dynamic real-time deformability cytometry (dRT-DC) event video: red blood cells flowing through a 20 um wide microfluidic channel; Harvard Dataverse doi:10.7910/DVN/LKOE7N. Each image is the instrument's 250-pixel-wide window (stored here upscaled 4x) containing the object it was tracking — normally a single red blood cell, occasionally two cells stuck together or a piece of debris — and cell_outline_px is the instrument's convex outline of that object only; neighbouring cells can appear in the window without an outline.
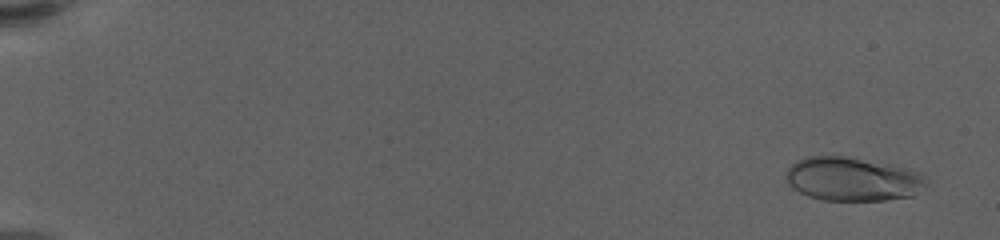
{"species": "human", "species_latin": "Homo sapiens", "temperature_condition": "warm", "stored_images_in_passage": 62, "camera_frame_rate_fps": 3000, "um_per_image_px": 0.085, "donor": {"sex": "female"}, "frame": {"image": 1, "passage_image": 3, "time_ms": 0.667, "image_size_px": [1000, 240], "cell_outline_px": [[928, 184], [912, 196], [884, 200], [824, 200], [808, 196], [792, 188], [788, 180], [788, 168], [796, 160], [808, 156], [844, 156], [888, 164], [908, 168], [920, 172], [924, 176]], "centroid_in_image_um": [72.5, 15.22], "position_along_channel_um": 12.5, "area_um2": 35.55}}
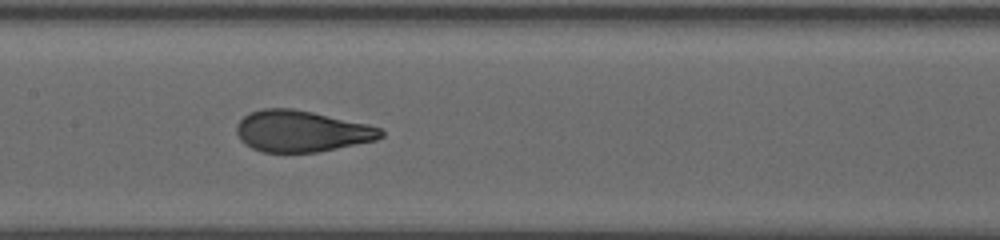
{"frame": {"image": 2, "passage_image": 33, "time_ms": 10.667, "image_size_px": [1000, 240], "cell_outline_px": [[384, 136], [376, 140], [316, 152], [260, 152], [244, 144], [240, 140], [236, 132], [236, 128], [240, 120], [244, 116], [252, 112], [264, 108], [292, 108], [312, 112], [368, 124], [380, 128], [384, 132]], "centroid_in_image_um": [25.61, 11.15], "position_along_channel_um": 181.8, "area_um2": 34.62}}
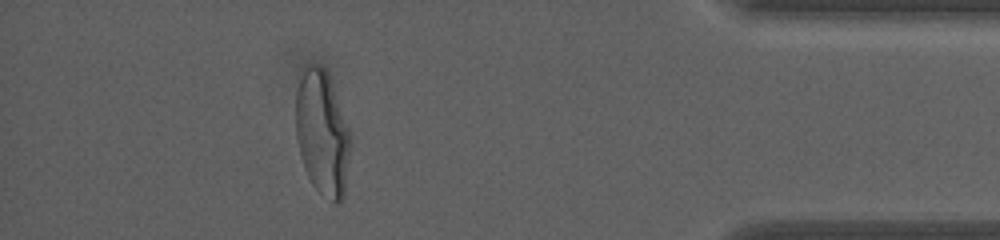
{"frame": {"image": 3, "passage_image": 56, "time_ms": 18.333, "image_size_px": [1000, 240], "cell_outline_px": [[352, 144], [344, 196], [336, 204], [332, 204], [312, 184], [304, 168], [300, 156], [296, 140], [296, 92], [304, 64], [320, 64], [324, 68], [328, 76], [352, 136]], "centroid_in_image_um": [27.4, 11.34], "position_along_channel_um": 407.8, "area_um2": 40.17}, "authors_computed_cell_mechanics": {"area_um2": 35.0268, "velocity_mm_per_s": 3.4473, "shape_relaxation_time_tau1_ms": 6.3571, "shape_relaxation_time_tau2_ms": null, "deformation_change_tau1": 0.2485, "deformation_change_tau2": null}}